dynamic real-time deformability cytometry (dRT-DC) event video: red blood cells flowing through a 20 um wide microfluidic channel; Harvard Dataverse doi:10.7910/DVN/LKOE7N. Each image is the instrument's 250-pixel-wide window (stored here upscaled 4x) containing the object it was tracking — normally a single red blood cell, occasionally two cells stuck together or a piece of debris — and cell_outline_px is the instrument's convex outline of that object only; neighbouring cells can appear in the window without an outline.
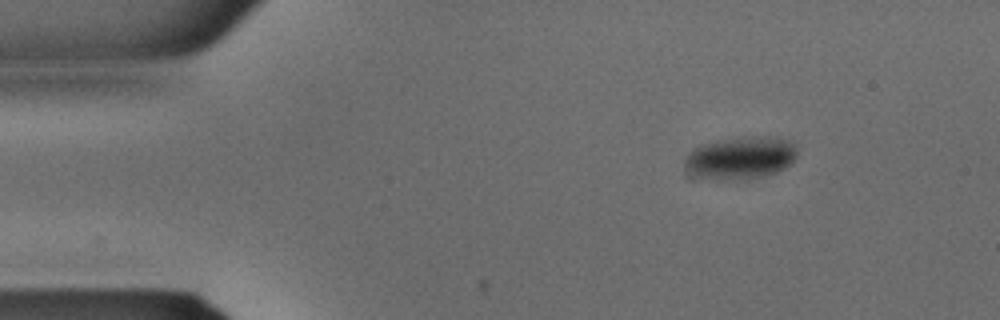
{"species": "common noctule bat (a hibernating species)", "species_latin": "Nyctalus noctula", "temperature_condition": "warm", "stored_images_in_passage": 36, "camera_frame_rate_fps": 3000, "um_per_image_px": 0.085, "animal": {"sex": "male", "body_mass_g": 15.6}, "frame": {"image": 1, "passage_image": 5, "time_ms": 1.333, "image_size_px": [1000, 320], "cell_outline_px": [[796, 156], [788, 164], [776, 172], [764, 176], [740, 180], [712, 180], [688, 176], [684, 168], [684, 156], [692, 148], [700, 144], [720, 140], [752, 136], [788, 140], [796, 148]], "centroid_in_image_um": [62.79, 13.46], "position_along_channel_um": 22.2, "area_um2": 28.15}}
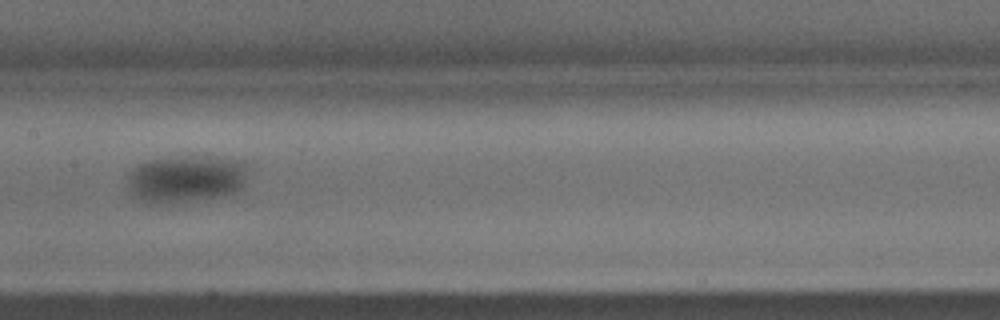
{"frame": {"image": 2, "passage_image": 18, "time_ms": 5.667, "image_size_px": [1000, 320], "cell_outline_px": [[244, 184], [240, 188], [232, 192], [220, 196], [156, 204], [148, 204], [140, 200], [132, 192], [128, 184], [128, 176], [132, 168], [140, 164], [152, 160], [184, 156], [208, 156], [244, 160]], "centroid_in_image_um": [15.78, 15.18], "position_along_channel_um": 191.6, "area_um2": 32.6}}
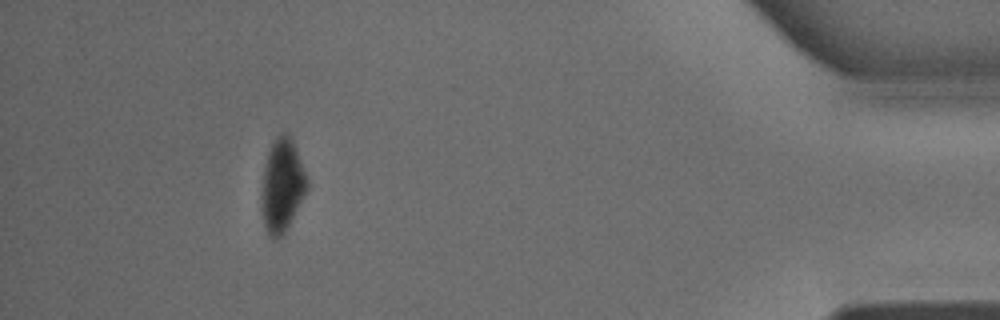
{"frame": {"image": 3, "passage_image": 33, "time_ms": 10.667, "image_size_px": [1000, 320], "cell_outline_px": [[308, 184], [280, 240], [272, 240], [268, 236], [264, 224], [260, 208], [260, 196], [264, 168], [268, 152], [276, 136], [284, 132], [288, 132], [292, 140], [308, 180]], "centroid_in_image_um": [23.92, 15.79], "position_along_channel_um": 411.3, "area_um2": 24.33}}